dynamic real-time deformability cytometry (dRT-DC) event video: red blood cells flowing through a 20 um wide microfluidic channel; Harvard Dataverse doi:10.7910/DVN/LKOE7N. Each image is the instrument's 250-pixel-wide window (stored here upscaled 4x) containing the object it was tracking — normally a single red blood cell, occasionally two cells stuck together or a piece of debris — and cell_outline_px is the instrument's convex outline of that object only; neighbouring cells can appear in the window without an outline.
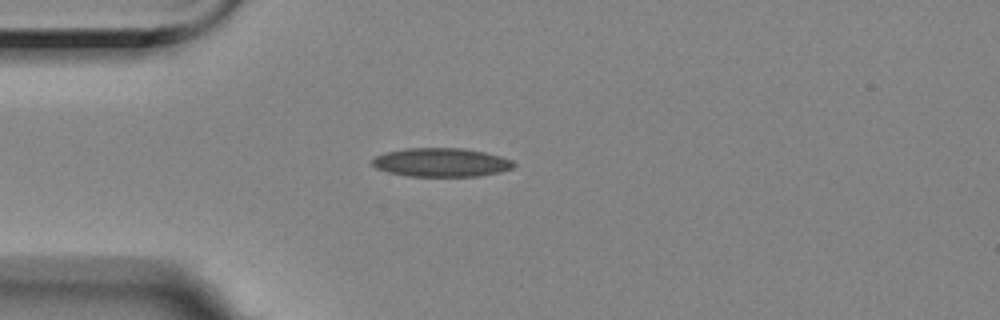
{"species": "Egyptian fruit bat (a non-hibernating species)", "species_latin": "Rousettus aegyptiacus", "temperature_condition": "room temperature", "stored_images_in_passage": 43, "camera_frame_rate_fps": 3000, "um_per_image_px": 0.085, "animal": {"sex": "female"}, "frame": {"image": 1, "passage_image": 1, "time_ms": 0.0, "image_size_px": [1000, 320], "cell_outline_px": [[516, 164], [512, 168], [500, 172], [476, 176], [408, 176], [388, 172], [376, 168], [372, 164], [372, 160], [376, 156], [388, 152], [404, 148], [464, 148], [484, 152], [500, 156], [512, 160]], "centroid_in_image_um": [37.51, 13.8], "position_along_channel_um": 47.5, "area_um2": 23.58}}
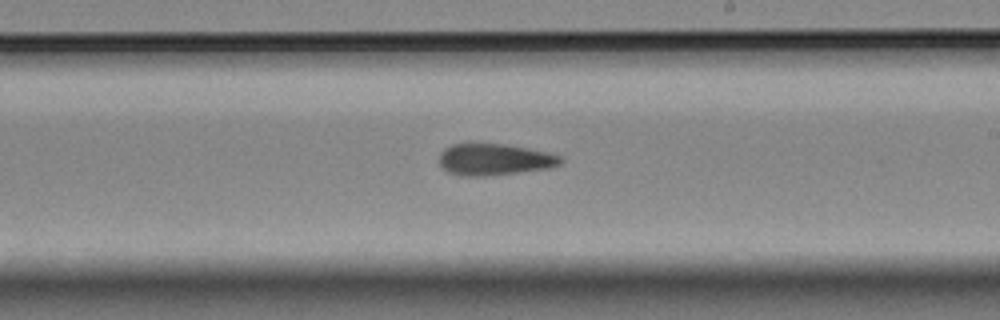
{"frame": {"image": 2, "passage_image": 19, "time_ms": 6.0, "image_size_px": [1000, 320], "cell_outline_px": [[564, 160], [560, 164], [548, 168], [484, 176], [460, 176], [448, 172], [440, 164], [440, 152], [444, 148], [452, 144], [504, 144], [552, 152], [560, 156]], "centroid_in_image_um": [42.04, 13.55], "position_along_channel_um": 247.0, "area_um2": 22.25}}
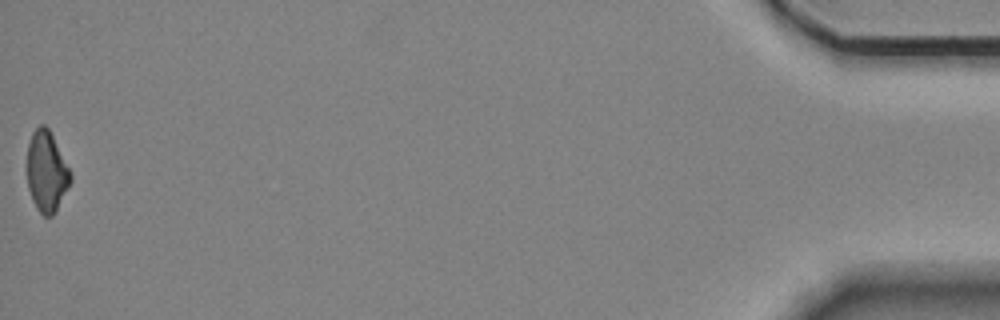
{"frame": {"image": 3, "passage_image": 43, "time_ms": 14.0, "image_size_px": [1000, 320], "cell_outline_px": [[72, 180], [52, 216], [44, 216], [36, 208], [32, 200], [28, 188], [28, 144], [32, 132], [40, 124], [44, 124], [48, 128], [72, 176]], "centroid_in_image_um": [3.94, 14.59], "position_along_channel_um": 431.3, "area_um2": 19.88}, "authors_computed_cell_mechanics": {"area_um2": 22.3108, "velocity_mm_per_s": 3.5177, "shape_relaxation_time_tau1_ms": null, "shape_relaxation_time_tau2_ms": 2.8361, "deformation_change_tau1": null, "deformation_change_tau2": 0.1026}}